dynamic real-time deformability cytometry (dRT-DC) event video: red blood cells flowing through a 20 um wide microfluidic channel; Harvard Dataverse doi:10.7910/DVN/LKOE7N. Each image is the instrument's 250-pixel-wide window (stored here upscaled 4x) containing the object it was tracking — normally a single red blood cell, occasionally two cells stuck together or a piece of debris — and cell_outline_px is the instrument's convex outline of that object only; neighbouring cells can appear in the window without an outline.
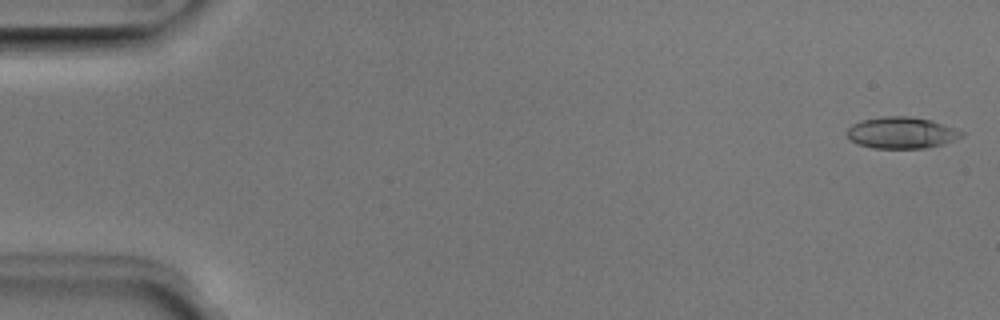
{"species": "Egyptian fruit bat (a non-hibernating species)", "species_latin": "Rousettus aegyptiacus", "temperature_condition": "room temperature", "stored_images_in_passage": 13, "camera_frame_rate_fps": 3000, "um_per_image_px": 0.085, "animal": {"sex": "male"}, "frame": {"image": 1, "passage_image": 1, "time_ms": 0.0, "image_size_px": [1000, 320], "cell_outline_px": [[964, 136], [956, 140], [944, 144], [928, 148], [872, 148], [856, 144], [848, 136], [848, 128], [852, 124], [860, 120], [884, 116], [912, 116], [932, 120], [956, 128], [964, 132]], "centroid_in_image_um": [76.67, 11.28], "position_along_channel_um": 8.3, "area_um2": 21.33}}